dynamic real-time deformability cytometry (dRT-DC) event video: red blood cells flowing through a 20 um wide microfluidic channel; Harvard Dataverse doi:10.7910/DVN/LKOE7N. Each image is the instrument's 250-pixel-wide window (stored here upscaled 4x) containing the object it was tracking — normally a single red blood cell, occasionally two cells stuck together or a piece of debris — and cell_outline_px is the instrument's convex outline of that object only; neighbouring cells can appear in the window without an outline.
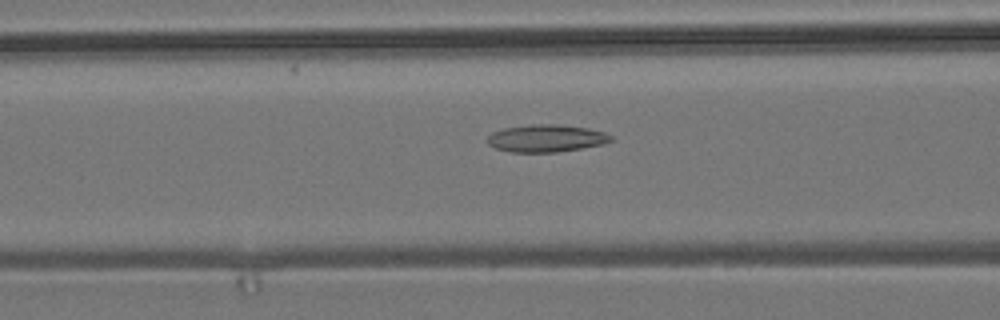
{"species": "common noctule bat (a hibernating species)", "species_latin": "Nyctalus noctula", "temperature_condition": "room temperature", "stored_images_in_passage": 48, "camera_frame_rate_fps": 3000, "um_per_image_px": 0.085, "animal": {"sex": "male", "body_mass_g": 19.2, "forearm_length_mm": 51.8}, "frame": {"image": 1, "passage_image": 14, "time_ms": 4.333, "image_size_px": [1000, 320], "cell_outline_px": [[612, 140], [604, 144], [556, 152], [508, 152], [496, 148], [488, 144], [488, 136], [492, 132], [504, 128], [532, 124], [560, 124], [588, 128], [604, 132], [612, 136]], "centroid_in_image_um": [46.42, 11.75], "position_along_channel_um": 120.2, "area_um2": 19.71}}
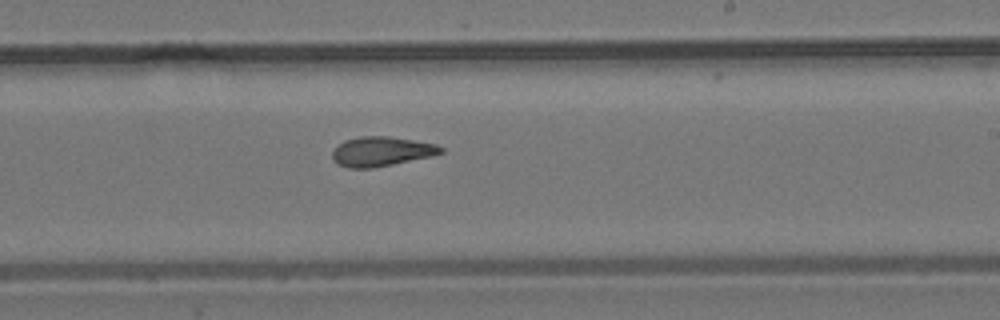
{"frame": {"image": 2, "passage_image": 25, "time_ms": 8.0, "image_size_px": [1000, 320], "cell_outline_px": [[444, 152], [432, 156], [372, 168], [348, 168], [336, 164], [332, 160], [332, 152], [344, 140], [360, 136], [388, 136], [436, 144], [444, 148]], "centroid_in_image_um": [32.4, 12.88], "position_along_channel_um": 256.6, "area_um2": 18.67}}
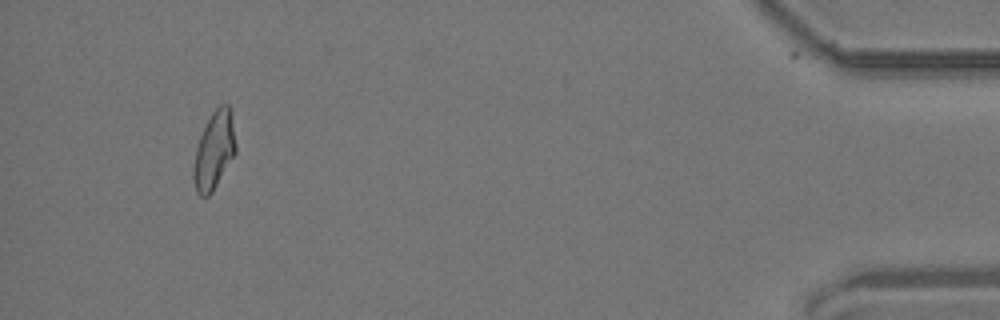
{"frame": {"image": 3, "passage_image": 44, "time_ms": 14.333, "image_size_px": [1000, 320], "cell_outline_px": [[236, 152], [212, 192], [208, 196], [200, 196], [196, 192], [192, 176], [192, 172], [196, 148], [200, 136], [212, 112], [220, 104], [228, 104], [232, 112], [236, 144]], "centroid_in_image_um": [18.2, 12.78], "position_along_channel_um": 417.0, "area_um2": 19.13}}